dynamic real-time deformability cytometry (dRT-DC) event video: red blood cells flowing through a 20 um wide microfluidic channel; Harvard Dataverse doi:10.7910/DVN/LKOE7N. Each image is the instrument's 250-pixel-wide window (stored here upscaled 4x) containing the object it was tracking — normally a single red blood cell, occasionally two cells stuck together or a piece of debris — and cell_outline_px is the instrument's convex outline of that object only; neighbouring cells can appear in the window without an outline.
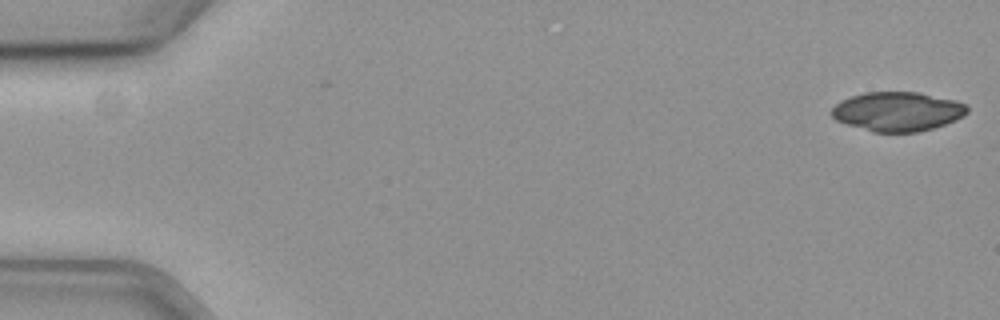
{"species": "common noctule bat (a hibernating species)", "species_latin": "Nyctalus noctula", "temperature_condition": "cold", "stored_images_in_passage": 16, "camera_frame_rate_fps": 3000, "um_per_image_px": 0.085, "animal": {"sex": "female", "body_mass_g": 19.3, "forearm_length_mm": 54.1}, "frame": {"image": 1, "passage_image": 1, "time_ms": 0.0, "image_size_px": [1000, 320], "cell_outline_px": [[968, 112], [964, 116], [956, 120], [920, 132], [872, 132], [836, 120], [832, 116], [832, 108], [840, 100], [864, 92], [916, 92], [956, 100], [968, 104]], "centroid_in_image_um": [76.32, 9.47], "position_along_channel_um": 8.7, "area_um2": 31.04}}